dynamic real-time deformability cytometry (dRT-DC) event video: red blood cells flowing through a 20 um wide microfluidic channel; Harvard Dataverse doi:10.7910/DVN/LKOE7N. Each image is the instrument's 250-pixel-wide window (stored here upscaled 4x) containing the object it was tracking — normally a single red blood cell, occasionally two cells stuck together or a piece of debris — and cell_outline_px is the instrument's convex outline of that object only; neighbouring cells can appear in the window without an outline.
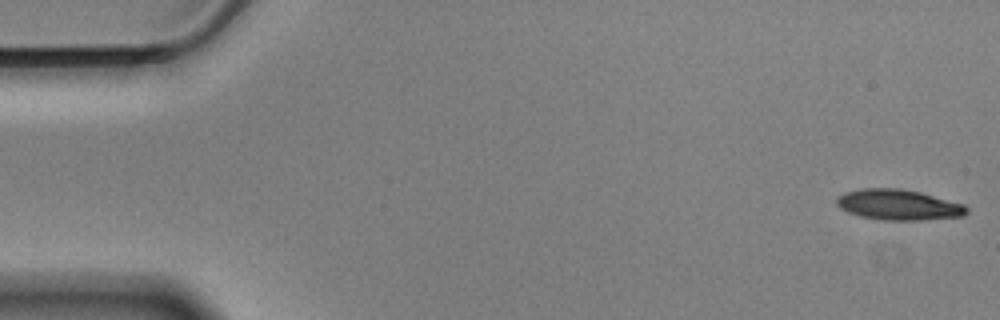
{"species": "Egyptian fruit bat (a non-hibernating species)", "species_latin": "Rousettus aegyptiacus", "temperature_condition": "cold", "stored_images_in_passage": 56, "camera_frame_rate_fps": 3000, "um_per_image_px": 0.085, "animal": {"sex": "male"}, "frame": {"image": 1, "passage_image": 1, "time_ms": 0.0, "image_size_px": [1000, 320], "cell_outline_px": [[968, 212], [964, 216], [920, 220], [880, 220], [860, 216], [848, 212], [840, 208], [836, 204], [836, 196], [844, 192], [860, 188], [900, 188], [920, 192], [964, 204], [968, 208]], "centroid_in_image_um": [76.34, 17.4], "position_along_channel_um": 8.7, "area_um2": 23.35}}
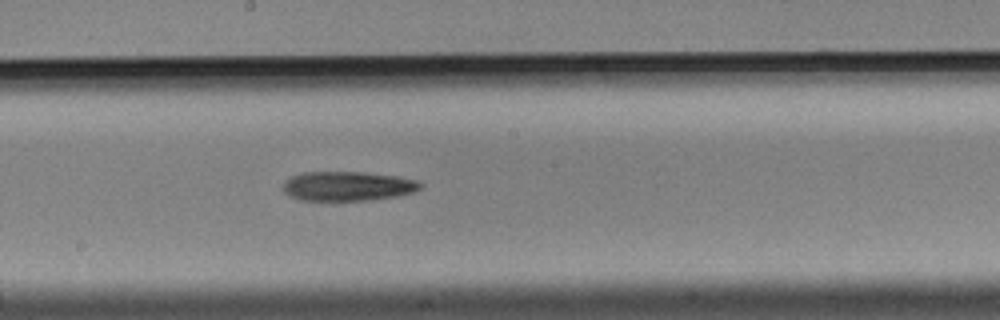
{"frame": {"image": 2, "passage_image": 30, "time_ms": 9.667, "image_size_px": [1000, 320], "cell_outline_px": [[424, 184], [416, 192], [396, 196], [368, 200], [300, 200], [284, 192], [284, 180], [292, 176], [304, 172], [364, 172], [396, 176], [416, 180]], "centroid_in_image_um": [29.58, 15.81], "position_along_channel_um": 218.6, "area_um2": 23.47}}
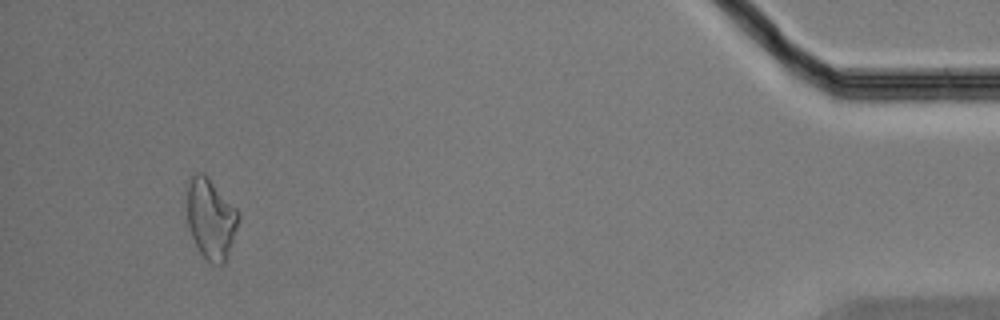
{"frame": {"image": 3, "passage_image": 53, "time_ms": 17.333, "image_size_px": [1000, 320], "cell_outline_px": [[240, 220], [228, 260], [224, 264], [212, 264], [204, 260], [192, 236], [184, 212], [184, 184], [188, 176], [196, 172], [204, 172], [208, 176], [240, 212]], "centroid_in_image_um": [17.87, 18.53], "position_along_channel_um": 417.3, "area_um2": 25.78}, "authors_computed_cell_mechanics": {"area_um2": 23.6691, "velocity_mm_per_s": 3.5214, "shape_relaxation_time_tau1_ms": 5.413, "shape_relaxation_time_tau2_ms": null, "deformation_change_tau1": 0.1465, "deformation_change_tau2": null}}